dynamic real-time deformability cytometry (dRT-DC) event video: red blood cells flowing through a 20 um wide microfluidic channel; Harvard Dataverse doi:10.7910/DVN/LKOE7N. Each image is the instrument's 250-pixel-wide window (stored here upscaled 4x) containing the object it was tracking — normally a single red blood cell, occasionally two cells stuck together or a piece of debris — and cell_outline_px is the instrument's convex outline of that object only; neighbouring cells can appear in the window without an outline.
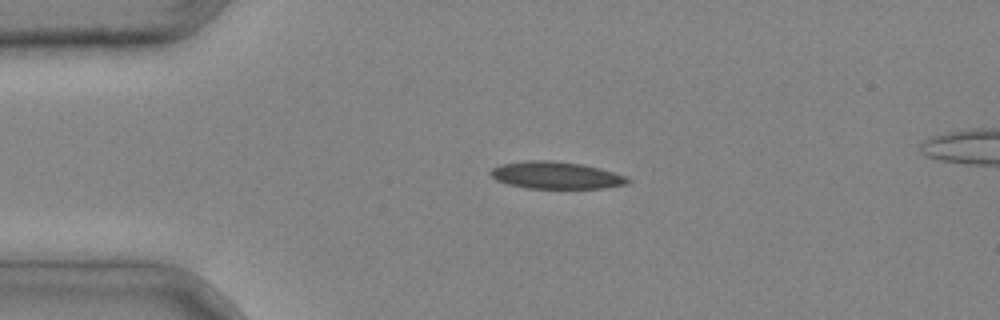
{"species": "common noctule bat (a hibernating species)", "species_latin": "Nyctalus noctula", "temperature_condition": "cold", "stored_images_in_passage": 2, "camera_frame_rate_fps": 3000, "um_per_image_px": 0.085, "animal": {"sex": "male", "body_mass_g": 20.4}, "frame": {"image": 1, "passage_image": 1, "time_ms": 0.0, "image_size_px": [1000, 320], "cell_outline_px": [[632, 180], [628, 184], [604, 188], [528, 188], [508, 184], [496, 180], [488, 172], [492, 168], [500, 164], [524, 160], [548, 160], [580, 164], [600, 168], [624, 176]], "centroid_in_image_um": [47.23, 14.89], "position_along_channel_um": 37.8, "area_um2": 21.68}}